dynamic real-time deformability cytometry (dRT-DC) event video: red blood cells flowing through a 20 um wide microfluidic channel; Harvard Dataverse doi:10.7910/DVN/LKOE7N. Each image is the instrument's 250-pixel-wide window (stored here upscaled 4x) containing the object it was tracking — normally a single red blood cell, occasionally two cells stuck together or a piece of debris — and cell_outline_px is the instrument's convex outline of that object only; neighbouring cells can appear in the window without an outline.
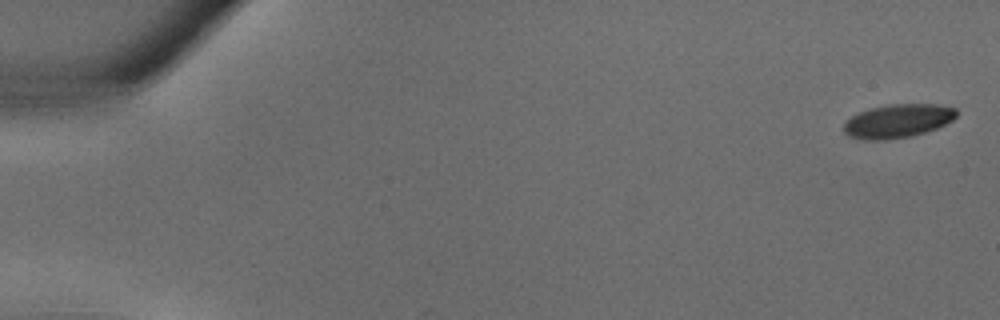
{"species": "common noctule bat (a hibernating species)", "species_latin": "Nyctalus noctula", "temperature_condition": "warm", "stored_images_in_passage": 5, "camera_frame_rate_fps": 3000, "um_per_image_px": 0.085, "animal": {"sex": "male", "body_mass_g": 18.8}, "frame": {"image": 1, "passage_image": 1, "time_ms": 0.0, "image_size_px": [1000, 320], "cell_outline_px": [[956, 116], [952, 120], [936, 128], [912, 136], [884, 140], [864, 140], [848, 136], [844, 132], [844, 120], [868, 108], [888, 104], [936, 104], [956, 108]], "centroid_in_image_um": [76.27, 10.28], "position_along_channel_um": 8.7, "area_um2": 22.14}}